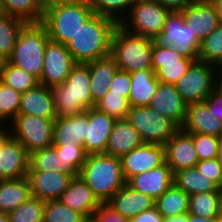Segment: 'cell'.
<instances>
[{
	"mask_svg": "<svg viewBox=\"0 0 222 222\" xmlns=\"http://www.w3.org/2000/svg\"><path fill=\"white\" fill-rule=\"evenodd\" d=\"M122 174L126 183L134 176L152 170L166 162L165 146L144 143L121 158Z\"/></svg>",
	"mask_w": 222,
	"mask_h": 222,
	"instance_id": "cell-14",
	"label": "cell"
},
{
	"mask_svg": "<svg viewBox=\"0 0 222 222\" xmlns=\"http://www.w3.org/2000/svg\"><path fill=\"white\" fill-rule=\"evenodd\" d=\"M5 61L6 60L4 59V57L0 55V72H1L2 67L4 66Z\"/></svg>",
	"mask_w": 222,
	"mask_h": 222,
	"instance_id": "cell-60",
	"label": "cell"
},
{
	"mask_svg": "<svg viewBox=\"0 0 222 222\" xmlns=\"http://www.w3.org/2000/svg\"><path fill=\"white\" fill-rule=\"evenodd\" d=\"M163 222H188V212L176 216H166Z\"/></svg>",
	"mask_w": 222,
	"mask_h": 222,
	"instance_id": "cell-53",
	"label": "cell"
},
{
	"mask_svg": "<svg viewBox=\"0 0 222 222\" xmlns=\"http://www.w3.org/2000/svg\"><path fill=\"white\" fill-rule=\"evenodd\" d=\"M18 114L56 119L51 88L39 83L22 93Z\"/></svg>",
	"mask_w": 222,
	"mask_h": 222,
	"instance_id": "cell-23",
	"label": "cell"
},
{
	"mask_svg": "<svg viewBox=\"0 0 222 222\" xmlns=\"http://www.w3.org/2000/svg\"><path fill=\"white\" fill-rule=\"evenodd\" d=\"M152 41L155 46L176 49L183 57H199L201 41L184 22L181 12H170L163 30Z\"/></svg>",
	"mask_w": 222,
	"mask_h": 222,
	"instance_id": "cell-9",
	"label": "cell"
},
{
	"mask_svg": "<svg viewBox=\"0 0 222 222\" xmlns=\"http://www.w3.org/2000/svg\"><path fill=\"white\" fill-rule=\"evenodd\" d=\"M193 142L199 161L218 158L222 138L209 134L193 133Z\"/></svg>",
	"mask_w": 222,
	"mask_h": 222,
	"instance_id": "cell-45",
	"label": "cell"
},
{
	"mask_svg": "<svg viewBox=\"0 0 222 222\" xmlns=\"http://www.w3.org/2000/svg\"><path fill=\"white\" fill-rule=\"evenodd\" d=\"M187 105L174 84L159 82L149 106L181 128L186 119Z\"/></svg>",
	"mask_w": 222,
	"mask_h": 222,
	"instance_id": "cell-19",
	"label": "cell"
},
{
	"mask_svg": "<svg viewBox=\"0 0 222 222\" xmlns=\"http://www.w3.org/2000/svg\"><path fill=\"white\" fill-rule=\"evenodd\" d=\"M218 159H219L220 164L222 165V142L220 144Z\"/></svg>",
	"mask_w": 222,
	"mask_h": 222,
	"instance_id": "cell-59",
	"label": "cell"
},
{
	"mask_svg": "<svg viewBox=\"0 0 222 222\" xmlns=\"http://www.w3.org/2000/svg\"><path fill=\"white\" fill-rule=\"evenodd\" d=\"M94 14L114 19L118 24L123 20L137 0H88ZM124 15V16H123Z\"/></svg>",
	"mask_w": 222,
	"mask_h": 222,
	"instance_id": "cell-39",
	"label": "cell"
},
{
	"mask_svg": "<svg viewBox=\"0 0 222 222\" xmlns=\"http://www.w3.org/2000/svg\"><path fill=\"white\" fill-rule=\"evenodd\" d=\"M216 73L217 66L197 60L174 85L187 104L203 102L216 88Z\"/></svg>",
	"mask_w": 222,
	"mask_h": 222,
	"instance_id": "cell-11",
	"label": "cell"
},
{
	"mask_svg": "<svg viewBox=\"0 0 222 222\" xmlns=\"http://www.w3.org/2000/svg\"><path fill=\"white\" fill-rule=\"evenodd\" d=\"M127 219L115 212L107 203H101L89 222H126Z\"/></svg>",
	"mask_w": 222,
	"mask_h": 222,
	"instance_id": "cell-47",
	"label": "cell"
},
{
	"mask_svg": "<svg viewBox=\"0 0 222 222\" xmlns=\"http://www.w3.org/2000/svg\"><path fill=\"white\" fill-rule=\"evenodd\" d=\"M93 14L89 1L56 5L44 11L42 24L51 40L66 45Z\"/></svg>",
	"mask_w": 222,
	"mask_h": 222,
	"instance_id": "cell-6",
	"label": "cell"
},
{
	"mask_svg": "<svg viewBox=\"0 0 222 222\" xmlns=\"http://www.w3.org/2000/svg\"><path fill=\"white\" fill-rule=\"evenodd\" d=\"M51 90L56 119L86 112L92 108L89 66L77 63L65 81Z\"/></svg>",
	"mask_w": 222,
	"mask_h": 222,
	"instance_id": "cell-3",
	"label": "cell"
},
{
	"mask_svg": "<svg viewBox=\"0 0 222 222\" xmlns=\"http://www.w3.org/2000/svg\"><path fill=\"white\" fill-rule=\"evenodd\" d=\"M203 102L208 106L211 114L222 123V93L215 88Z\"/></svg>",
	"mask_w": 222,
	"mask_h": 222,
	"instance_id": "cell-49",
	"label": "cell"
},
{
	"mask_svg": "<svg viewBox=\"0 0 222 222\" xmlns=\"http://www.w3.org/2000/svg\"><path fill=\"white\" fill-rule=\"evenodd\" d=\"M49 39L47 28L42 23H27L20 31L7 61L40 80Z\"/></svg>",
	"mask_w": 222,
	"mask_h": 222,
	"instance_id": "cell-4",
	"label": "cell"
},
{
	"mask_svg": "<svg viewBox=\"0 0 222 222\" xmlns=\"http://www.w3.org/2000/svg\"><path fill=\"white\" fill-rule=\"evenodd\" d=\"M173 177L171 168L165 162L159 167L132 177L127 184L134 190L149 195L155 200L174 183Z\"/></svg>",
	"mask_w": 222,
	"mask_h": 222,
	"instance_id": "cell-22",
	"label": "cell"
},
{
	"mask_svg": "<svg viewBox=\"0 0 222 222\" xmlns=\"http://www.w3.org/2000/svg\"><path fill=\"white\" fill-rule=\"evenodd\" d=\"M133 222H163L164 217L159 213L157 208L153 206L151 209L131 218Z\"/></svg>",
	"mask_w": 222,
	"mask_h": 222,
	"instance_id": "cell-50",
	"label": "cell"
},
{
	"mask_svg": "<svg viewBox=\"0 0 222 222\" xmlns=\"http://www.w3.org/2000/svg\"><path fill=\"white\" fill-rule=\"evenodd\" d=\"M115 122V118L95 107L87 110V137L83 146L88 154L105 153Z\"/></svg>",
	"mask_w": 222,
	"mask_h": 222,
	"instance_id": "cell-20",
	"label": "cell"
},
{
	"mask_svg": "<svg viewBox=\"0 0 222 222\" xmlns=\"http://www.w3.org/2000/svg\"><path fill=\"white\" fill-rule=\"evenodd\" d=\"M56 119L18 114L11 122L10 135L18 140L30 155L53 145V128Z\"/></svg>",
	"mask_w": 222,
	"mask_h": 222,
	"instance_id": "cell-10",
	"label": "cell"
},
{
	"mask_svg": "<svg viewBox=\"0 0 222 222\" xmlns=\"http://www.w3.org/2000/svg\"><path fill=\"white\" fill-rule=\"evenodd\" d=\"M29 170L64 173V168L59 159V153L52 146L30 154Z\"/></svg>",
	"mask_w": 222,
	"mask_h": 222,
	"instance_id": "cell-43",
	"label": "cell"
},
{
	"mask_svg": "<svg viewBox=\"0 0 222 222\" xmlns=\"http://www.w3.org/2000/svg\"><path fill=\"white\" fill-rule=\"evenodd\" d=\"M0 81L21 94L39 84L37 77L10 64L7 60L1 69Z\"/></svg>",
	"mask_w": 222,
	"mask_h": 222,
	"instance_id": "cell-37",
	"label": "cell"
},
{
	"mask_svg": "<svg viewBox=\"0 0 222 222\" xmlns=\"http://www.w3.org/2000/svg\"><path fill=\"white\" fill-rule=\"evenodd\" d=\"M189 195L174 183L158 198L154 206L163 216H176L188 212Z\"/></svg>",
	"mask_w": 222,
	"mask_h": 222,
	"instance_id": "cell-32",
	"label": "cell"
},
{
	"mask_svg": "<svg viewBox=\"0 0 222 222\" xmlns=\"http://www.w3.org/2000/svg\"><path fill=\"white\" fill-rule=\"evenodd\" d=\"M126 119L148 144L164 145L180 129L150 106L130 107Z\"/></svg>",
	"mask_w": 222,
	"mask_h": 222,
	"instance_id": "cell-8",
	"label": "cell"
},
{
	"mask_svg": "<svg viewBox=\"0 0 222 222\" xmlns=\"http://www.w3.org/2000/svg\"><path fill=\"white\" fill-rule=\"evenodd\" d=\"M86 1L88 0H40V3L45 11L46 9L56 5L78 4Z\"/></svg>",
	"mask_w": 222,
	"mask_h": 222,
	"instance_id": "cell-52",
	"label": "cell"
},
{
	"mask_svg": "<svg viewBox=\"0 0 222 222\" xmlns=\"http://www.w3.org/2000/svg\"><path fill=\"white\" fill-rule=\"evenodd\" d=\"M76 64L66 45L49 39L39 83L49 88L61 85Z\"/></svg>",
	"mask_w": 222,
	"mask_h": 222,
	"instance_id": "cell-12",
	"label": "cell"
},
{
	"mask_svg": "<svg viewBox=\"0 0 222 222\" xmlns=\"http://www.w3.org/2000/svg\"><path fill=\"white\" fill-rule=\"evenodd\" d=\"M80 176L101 203H106L126 184L121 159L105 153L88 154Z\"/></svg>",
	"mask_w": 222,
	"mask_h": 222,
	"instance_id": "cell-2",
	"label": "cell"
},
{
	"mask_svg": "<svg viewBox=\"0 0 222 222\" xmlns=\"http://www.w3.org/2000/svg\"><path fill=\"white\" fill-rule=\"evenodd\" d=\"M95 108L119 120L126 119L130 105L128 98L121 94L108 91L105 96L96 103Z\"/></svg>",
	"mask_w": 222,
	"mask_h": 222,
	"instance_id": "cell-42",
	"label": "cell"
},
{
	"mask_svg": "<svg viewBox=\"0 0 222 222\" xmlns=\"http://www.w3.org/2000/svg\"><path fill=\"white\" fill-rule=\"evenodd\" d=\"M32 196L27 176L0 180V211L9 213Z\"/></svg>",
	"mask_w": 222,
	"mask_h": 222,
	"instance_id": "cell-30",
	"label": "cell"
},
{
	"mask_svg": "<svg viewBox=\"0 0 222 222\" xmlns=\"http://www.w3.org/2000/svg\"><path fill=\"white\" fill-rule=\"evenodd\" d=\"M4 9H3V6H2V2L0 0V15L4 14Z\"/></svg>",
	"mask_w": 222,
	"mask_h": 222,
	"instance_id": "cell-62",
	"label": "cell"
},
{
	"mask_svg": "<svg viewBox=\"0 0 222 222\" xmlns=\"http://www.w3.org/2000/svg\"><path fill=\"white\" fill-rule=\"evenodd\" d=\"M126 222H133L131 218L127 219Z\"/></svg>",
	"mask_w": 222,
	"mask_h": 222,
	"instance_id": "cell-65",
	"label": "cell"
},
{
	"mask_svg": "<svg viewBox=\"0 0 222 222\" xmlns=\"http://www.w3.org/2000/svg\"><path fill=\"white\" fill-rule=\"evenodd\" d=\"M29 159L25 147L10 135L0 147V180L27 176Z\"/></svg>",
	"mask_w": 222,
	"mask_h": 222,
	"instance_id": "cell-18",
	"label": "cell"
},
{
	"mask_svg": "<svg viewBox=\"0 0 222 222\" xmlns=\"http://www.w3.org/2000/svg\"><path fill=\"white\" fill-rule=\"evenodd\" d=\"M170 12L156 0H137L118 25L132 34L152 39L163 30Z\"/></svg>",
	"mask_w": 222,
	"mask_h": 222,
	"instance_id": "cell-7",
	"label": "cell"
},
{
	"mask_svg": "<svg viewBox=\"0 0 222 222\" xmlns=\"http://www.w3.org/2000/svg\"><path fill=\"white\" fill-rule=\"evenodd\" d=\"M208 1H212V2L218 3V2H220V1H222V0H208Z\"/></svg>",
	"mask_w": 222,
	"mask_h": 222,
	"instance_id": "cell-64",
	"label": "cell"
},
{
	"mask_svg": "<svg viewBox=\"0 0 222 222\" xmlns=\"http://www.w3.org/2000/svg\"><path fill=\"white\" fill-rule=\"evenodd\" d=\"M220 207H221V215H222V188L220 189Z\"/></svg>",
	"mask_w": 222,
	"mask_h": 222,
	"instance_id": "cell-61",
	"label": "cell"
},
{
	"mask_svg": "<svg viewBox=\"0 0 222 222\" xmlns=\"http://www.w3.org/2000/svg\"><path fill=\"white\" fill-rule=\"evenodd\" d=\"M26 24L7 13L0 15V55L5 60L11 56L17 37Z\"/></svg>",
	"mask_w": 222,
	"mask_h": 222,
	"instance_id": "cell-36",
	"label": "cell"
},
{
	"mask_svg": "<svg viewBox=\"0 0 222 222\" xmlns=\"http://www.w3.org/2000/svg\"><path fill=\"white\" fill-rule=\"evenodd\" d=\"M31 194L42 201L59 200L72 176L56 171L28 170Z\"/></svg>",
	"mask_w": 222,
	"mask_h": 222,
	"instance_id": "cell-16",
	"label": "cell"
},
{
	"mask_svg": "<svg viewBox=\"0 0 222 222\" xmlns=\"http://www.w3.org/2000/svg\"><path fill=\"white\" fill-rule=\"evenodd\" d=\"M87 137V111L57 118L54 121L53 144H72L83 146Z\"/></svg>",
	"mask_w": 222,
	"mask_h": 222,
	"instance_id": "cell-27",
	"label": "cell"
},
{
	"mask_svg": "<svg viewBox=\"0 0 222 222\" xmlns=\"http://www.w3.org/2000/svg\"><path fill=\"white\" fill-rule=\"evenodd\" d=\"M106 203L115 212L129 219L151 209L155 200L149 195L134 190L126 183Z\"/></svg>",
	"mask_w": 222,
	"mask_h": 222,
	"instance_id": "cell-24",
	"label": "cell"
},
{
	"mask_svg": "<svg viewBox=\"0 0 222 222\" xmlns=\"http://www.w3.org/2000/svg\"><path fill=\"white\" fill-rule=\"evenodd\" d=\"M45 201L31 196L8 213L9 222H43Z\"/></svg>",
	"mask_w": 222,
	"mask_h": 222,
	"instance_id": "cell-40",
	"label": "cell"
},
{
	"mask_svg": "<svg viewBox=\"0 0 222 222\" xmlns=\"http://www.w3.org/2000/svg\"><path fill=\"white\" fill-rule=\"evenodd\" d=\"M188 222H217V218L198 217L188 213Z\"/></svg>",
	"mask_w": 222,
	"mask_h": 222,
	"instance_id": "cell-54",
	"label": "cell"
},
{
	"mask_svg": "<svg viewBox=\"0 0 222 222\" xmlns=\"http://www.w3.org/2000/svg\"><path fill=\"white\" fill-rule=\"evenodd\" d=\"M161 6L170 10L171 12H181L189 4L196 0H156Z\"/></svg>",
	"mask_w": 222,
	"mask_h": 222,
	"instance_id": "cell-51",
	"label": "cell"
},
{
	"mask_svg": "<svg viewBox=\"0 0 222 222\" xmlns=\"http://www.w3.org/2000/svg\"><path fill=\"white\" fill-rule=\"evenodd\" d=\"M181 129L186 133L209 134L222 138V123L211 114L204 102L187 105L186 119Z\"/></svg>",
	"mask_w": 222,
	"mask_h": 222,
	"instance_id": "cell-25",
	"label": "cell"
},
{
	"mask_svg": "<svg viewBox=\"0 0 222 222\" xmlns=\"http://www.w3.org/2000/svg\"><path fill=\"white\" fill-rule=\"evenodd\" d=\"M12 130L5 129L4 126H0V147L3 144V142L10 136V132Z\"/></svg>",
	"mask_w": 222,
	"mask_h": 222,
	"instance_id": "cell-55",
	"label": "cell"
},
{
	"mask_svg": "<svg viewBox=\"0 0 222 222\" xmlns=\"http://www.w3.org/2000/svg\"><path fill=\"white\" fill-rule=\"evenodd\" d=\"M0 222H9L8 213L0 211Z\"/></svg>",
	"mask_w": 222,
	"mask_h": 222,
	"instance_id": "cell-57",
	"label": "cell"
},
{
	"mask_svg": "<svg viewBox=\"0 0 222 222\" xmlns=\"http://www.w3.org/2000/svg\"><path fill=\"white\" fill-rule=\"evenodd\" d=\"M218 68L216 73V88L222 93V66Z\"/></svg>",
	"mask_w": 222,
	"mask_h": 222,
	"instance_id": "cell-56",
	"label": "cell"
},
{
	"mask_svg": "<svg viewBox=\"0 0 222 222\" xmlns=\"http://www.w3.org/2000/svg\"><path fill=\"white\" fill-rule=\"evenodd\" d=\"M151 38L132 34L121 26H117L112 35L111 54L119 70L128 73L152 69Z\"/></svg>",
	"mask_w": 222,
	"mask_h": 222,
	"instance_id": "cell-5",
	"label": "cell"
},
{
	"mask_svg": "<svg viewBox=\"0 0 222 222\" xmlns=\"http://www.w3.org/2000/svg\"><path fill=\"white\" fill-rule=\"evenodd\" d=\"M220 14V25H222V1L217 3Z\"/></svg>",
	"mask_w": 222,
	"mask_h": 222,
	"instance_id": "cell-58",
	"label": "cell"
},
{
	"mask_svg": "<svg viewBox=\"0 0 222 222\" xmlns=\"http://www.w3.org/2000/svg\"><path fill=\"white\" fill-rule=\"evenodd\" d=\"M217 222H222V216L217 218Z\"/></svg>",
	"mask_w": 222,
	"mask_h": 222,
	"instance_id": "cell-63",
	"label": "cell"
},
{
	"mask_svg": "<svg viewBox=\"0 0 222 222\" xmlns=\"http://www.w3.org/2000/svg\"><path fill=\"white\" fill-rule=\"evenodd\" d=\"M140 134L127 119L116 120L108 138L105 154L121 158L134 148L143 145Z\"/></svg>",
	"mask_w": 222,
	"mask_h": 222,
	"instance_id": "cell-26",
	"label": "cell"
},
{
	"mask_svg": "<svg viewBox=\"0 0 222 222\" xmlns=\"http://www.w3.org/2000/svg\"><path fill=\"white\" fill-rule=\"evenodd\" d=\"M166 163L173 174L179 170L195 167L199 161L194 148L193 133L181 128L164 144Z\"/></svg>",
	"mask_w": 222,
	"mask_h": 222,
	"instance_id": "cell-17",
	"label": "cell"
},
{
	"mask_svg": "<svg viewBox=\"0 0 222 222\" xmlns=\"http://www.w3.org/2000/svg\"><path fill=\"white\" fill-rule=\"evenodd\" d=\"M89 66L92 108L109 91L110 83L119 70L114 59L108 56L86 63Z\"/></svg>",
	"mask_w": 222,
	"mask_h": 222,
	"instance_id": "cell-28",
	"label": "cell"
},
{
	"mask_svg": "<svg viewBox=\"0 0 222 222\" xmlns=\"http://www.w3.org/2000/svg\"><path fill=\"white\" fill-rule=\"evenodd\" d=\"M181 13L184 22L200 41L220 25V14L216 2L196 0L183 9Z\"/></svg>",
	"mask_w": 222,
	"mask_h": 222,
	"instance_id": "cell-15",
	"label": "cell"
},
{
	"mask_svg": "<svg viewBox=\"0 0 222 222\" xmlns=\"http://www.w3.org/2000/svg\"><path fill=\"white\" fill-rule=\"evenodd\" d=\"M52 147L59 153L64 174L73 178L80 176V171L88 156L84 146L74 141L72 144H53Z\"/></svg>",
	"mask_w": 222,
	"mask_h": 222,
	"instance_id": "cell-33",
	"label": "cell"
},
{
	"mask_svg": "<svg viewBox=\"0 0 222 222\" xmlns=\"http://www.w3.org/2000/svg\"><path fill=\"white\" fill-rule=\"evenodd\" d=\"M131 89L129 93L130 107L149 106L156 93L159 80L153 69H142L130 73Z\"/></svg>",
	"mask_w": 222,
	"mask_h": 222,
	"instance_id": "cell-29",
	"label": "cell"
},
{
	"mask_svg": "<svg viewBox=\"0 0 222 222\" xmlns=\"http://www.w3.org/2000/svg\"><path fill=\"white\" fill-rule=\"evenodd\" d=\"M197 170L212 180L220 189L222 188V165L218 158L198 161Z\"/></svg>",
	"mask_w": 222,
	"mask_h": 222,
	"instance_id": "cell-46",
	"label": "cell"
},
{
	"mask_svg": "<svg viewBox=\"0 0 222 222\" xmlns=\"http://www.w3.org/2000/svg\"><path fill=\"white\" fill-rule=\"evenodd\" d=\"M59 200L69 208L81 213L88 221L101 202L81 176L74 177Z\"/></svg>",
	"mask_w": 222,
	"mask_h": 222,
	"instance_id": "cell-21",
	"label": "cell"
},
{
	"mask_svg": "<svg viewBox=\"0 0 222 222\" xmlns=\"http://www.w3.org/2000/svg\"><path fill=\"white\" fill-rule=\"evenodd\" d=\"M43 222H89L81 213L60 200L45 201Z\"/></svg>",
	"mask_w": 222,
	"mask_h": 222,
	"instance_id": "cell-41",
	"label": "cell"
},
{
	"mask_svg": "<svg viewBox=\"0 0 222 222\" xmlns=\"http://www.w3.org/2000/svg\"><path fill=\"white\" fill-rule=\"evenodd\" d=\"M199 58L183 57L176 49L153 44L152 69L156 78L165 84H175Z\"/></svg>",
	"mask_w": 222,
	"mask_h": 222,
	"instance_id": "cell-13",
	"label": "cell"
},
{
	"mask_svg": "<svg viewBox=\"0 0 222 222\" xmlns=\"http://www.w3.org/2000/svg\"><path fill=\"white\" fill-rule=\"evenodd\" d=\"M188 213L205 218L221 215L220 191L201 192L189 196Z\"/></svg>",
	"mask_w": 222,
	"mask_h": 222,
	"instance_id": "cell-35",
	"label": "cell"
},
{
	"mask_svg": "<svg viewBox=\"0 0 222 222\" xmlns=\"http://www.w3.org/2000/svg\"><path fill=\"white\" fill-rule=\"evenodd\" d=\"M118 23L109 17L93 14L66 44L76 63H88L111 54L112 35Z\"/></svg>",
	"mask_w": 222,
	"mask_h": 222,
	"instance_id": "cell-1",
	"label": "cell"
},
{
	"mask_svg": "<svg viewBox=\"0 0 222 222\" xmlns=\"http://www.w3.org/2000/svg\"><path fill=\"white\" fill-rule=\"evenodd\" d=\"M173 182L189 196L201 192L220 191V188L212 180L200 173L196 167L175 172Z\"/></svg>",
	"mask_w": 222,
	"mask_h": 222,
	"instance_id": "cell-31",
	"label": "cell"
},
{
	"mask_svg": "<svg viewBox=\"0 0 222 222\" xmlns=\"http://www.w3.org/2000/svg\"><path fill=\"white\" fill-rule=\"evenodd\" d=\"M198 58L217 67L222 66V25L216 27L201 41Z\"/></svg>",
	"mask_w": 222,
	"mask_h": 222,
	"instance_id": "cell-38",
	"label": "cell"
},
{
	"mask_svg": "<svg viewBox=\"0 0 222 222\" xmlns=\"http://www.w3.org/2000/svg\"><path fill=\"white\" fill-rule=\"evenodd\" d=\"M21 93L0 81V123L5 125L9 120L10 125L18 115ZM12 119V120H11ZM5 121V122H4Z\"/></svg>",
	"mask_w": 222,
	"mask_h": 222,
	"instance_id": "cell-44",
	"label": "cell"
},
{
	"mask_svg": "<svg viewBox=\"0 0 222 222\" xmlns=\"http://www.w3.org/2000/svg\"><path fill=\"white\" fill-rule=\"evenodd\" d=\"M4 12L26 23H42L44 9L40 0H1Z\"/></svg>",
	"mask_w": 222,
	"mask_h": 222,
	"instance_id": "cell-34",
	"label": "cell"
},
{
	"mask_svg": "<svg viewBox=\"0 0 222 222\" xmlns=\"http://www.w3.org/2000/svg\"><path fill=\"white\" fill-rule=\"evenodd\" d=\"M130 89H131L130 73L118 70L114 76V79L110 83L109 91L121 94L122 96L129 98Z\"/></svg>",
	"mask_w": 222,
	"mask_h": 222,
	"instance_id": "cell-48",
	"label": "cell"
}]
</instances>
